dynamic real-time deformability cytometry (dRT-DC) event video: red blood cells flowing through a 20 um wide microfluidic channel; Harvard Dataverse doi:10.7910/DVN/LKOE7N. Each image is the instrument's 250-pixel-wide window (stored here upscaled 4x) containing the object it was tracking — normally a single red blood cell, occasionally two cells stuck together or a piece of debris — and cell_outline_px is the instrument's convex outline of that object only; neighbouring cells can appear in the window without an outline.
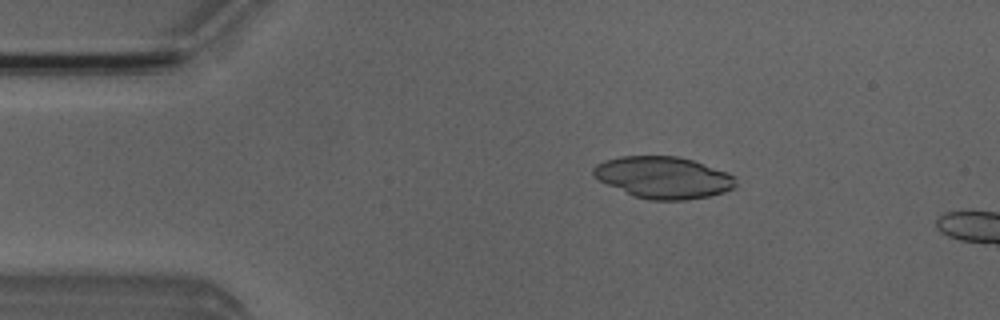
{"species": "Egyptian fruit bat (a non-hibernating species)", "species_latin": "Rousettus aegyptiacus", "temperature_condition": "room temperature", "stored_images_in_passage": 4, "camera_frame_rate_fps": 3000, "um_per_image_px": 0.085, "animal": {"sex": "male"}, "frame": {"image": 1, "passage_image": 3, "time_ms": 2.333, "image_size_px": [1000, 320], "cell_outline_px": [[736, 184], [732, 188], [724, 192], [708, 196], [684, 200], [648, 200], [632, 196], [592, 176], [592, 168], [596, 164], [604, 160], [620, 156], [676, 156], [692, 160], [728, 172], [736, 176]], "centroid_in_image_um": [56.37, 15.08], "position_along_channel_um": 28.6, "area_um2": 34.74}}